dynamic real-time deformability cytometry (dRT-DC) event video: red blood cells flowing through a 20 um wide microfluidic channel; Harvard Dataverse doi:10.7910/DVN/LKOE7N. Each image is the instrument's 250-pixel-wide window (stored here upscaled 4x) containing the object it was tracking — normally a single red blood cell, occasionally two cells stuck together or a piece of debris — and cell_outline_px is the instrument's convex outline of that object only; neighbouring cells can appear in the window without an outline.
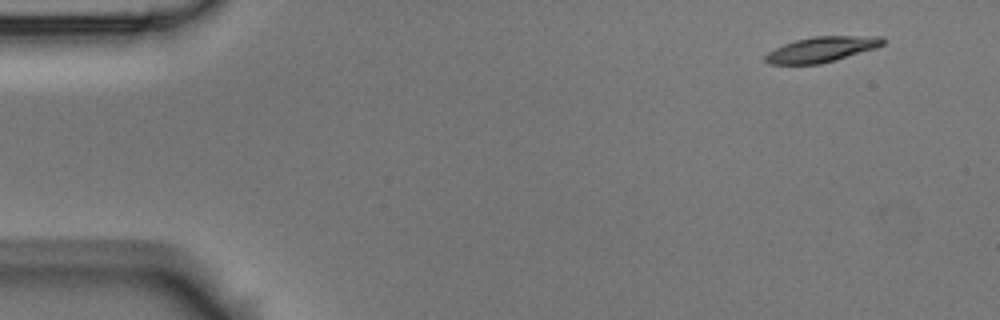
{"species": "Egyptian fruit bat (a non-hibernating species)", "species_latin": "Rousettus aegyptiacus", "temperature_condition": "room temperature", "stored_images_in_passage": 4, "camera_frame_rate_fps": 3000, "um_per_image_px": 0.085, "animal": {"sex": "male"}, "frame": {"image": 1, "passage_image": 1, "time_ms": 0.0, "image_size_px": [1000, 320], "cell_outline_px": [[884, 44], [876, 48], [836, 60], [820, 64], [768, 64], [764, 60], [764, 56], [768, 52], [784, 44], [796, 40], [812, 36], [884, 36]], "centroid_in_image_um": [69.85, 4.2], "position_along_channel_um": 15.2, "area_um2": 17.4}}
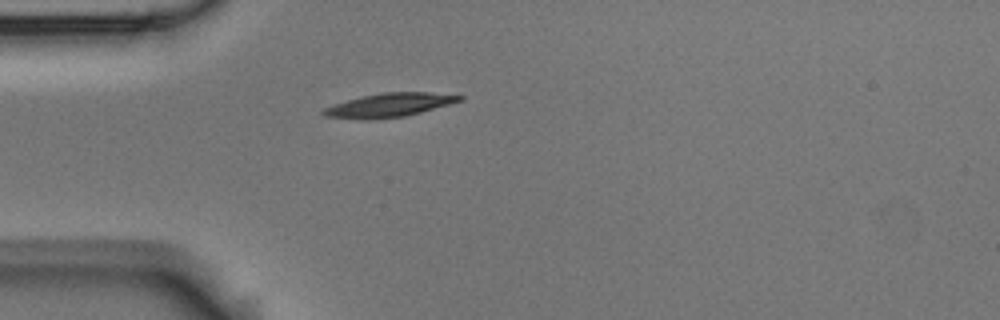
{"frame": {"image": 2, "passage_image": 4, "time_ms": 1.0, "image_size_px": [1000, 320], "cell_outline_px": [[464, 100], [420, 112], [404, 116], [368, 120], [364, 120], [324, 116], [320, 112], [324, 108], [348, 100], [380, 92], [428, 92], [464, 96]], "centroid_in_image_um": [33.08, 8.93], "position_along_channel_um": 51.9, "area_um2": 18.67}}